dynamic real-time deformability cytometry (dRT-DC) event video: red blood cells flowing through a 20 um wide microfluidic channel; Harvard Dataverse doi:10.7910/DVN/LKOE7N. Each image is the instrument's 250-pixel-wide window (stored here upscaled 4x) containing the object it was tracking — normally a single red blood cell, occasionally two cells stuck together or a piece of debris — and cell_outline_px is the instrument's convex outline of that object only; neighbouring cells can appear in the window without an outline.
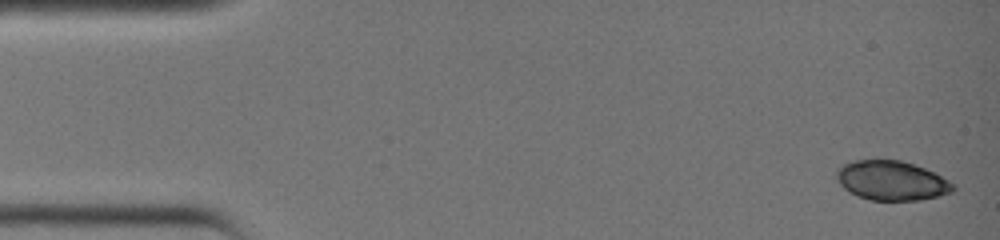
{"species": "common noctule bat (a hibernating species)", "species_latin": "Nyctalus noctula", "temperature_condition": "warm", "stored_images_in_passage": 37, "camera_frame_rate_fps": 3000, "um_per_image_px": 0.085, "animal": {"sex": "female", "body_mass_g": 19.0, "forearm_length_mm": 51.5}, "frame": {"image": 1, "passage_image": 1, "time_ms": 0.0, "image_size_px": [1000, 240], "cell_outline_px": [[956, 188], [952, 192], [920, 200], [872, 200], [856, 196], [848, 192], [836, 180], [836, 172], [844, 164], [856, 160], [900, 160], [924, 168], [956, 184]], "centroid_in_image_um": [75.78, 15.36], "position_along_channel_um": 9.2, "area_um2": 26.65}}
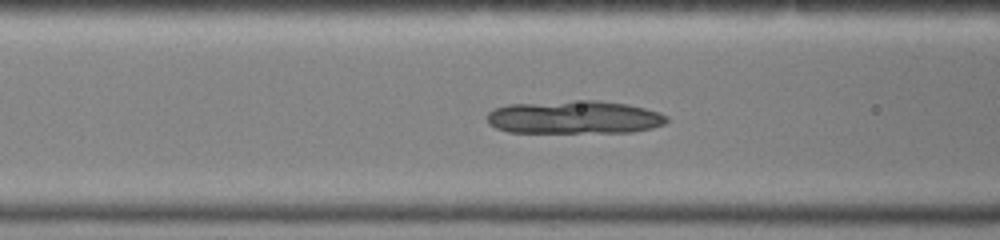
{"frame": {"image": 2, "passage_image": 15, "time_ms": 4.667, "image_size_px": [1000, 240], "cell_outline_px": [[668, 120], [664, 124], [652, 128], [632, 132], [508, 132], [496, 128], [488, 124], [488, 112], [496, 108], [508, 104], [588, 100], [600, 100], [628, 104], [660, 112], [668, 116]], "centroid_in_image_um": [48.84, 9.97], "position_along_channel_um": 117.8, "area_um2": 34.68}}
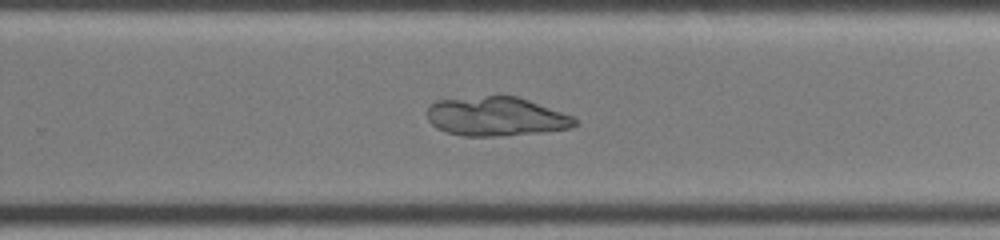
{"frame": {"image": 3, "passage_image": 25, "time_ms": 8.0, "image_size_px": [1000, 240], "cell_outline_px": [[576, 124], [572, 128], [540, 132], [500, 136], [464, 136], [448, 132], [436, 128], [428, 120], [428, 108], [436, 100], [484, 96], [516, 96], [576, 116]], "centroid_in_image_um": [42.2, 9.9], "position_along_channel_um": 287.6, "area_um2": 33.58}}